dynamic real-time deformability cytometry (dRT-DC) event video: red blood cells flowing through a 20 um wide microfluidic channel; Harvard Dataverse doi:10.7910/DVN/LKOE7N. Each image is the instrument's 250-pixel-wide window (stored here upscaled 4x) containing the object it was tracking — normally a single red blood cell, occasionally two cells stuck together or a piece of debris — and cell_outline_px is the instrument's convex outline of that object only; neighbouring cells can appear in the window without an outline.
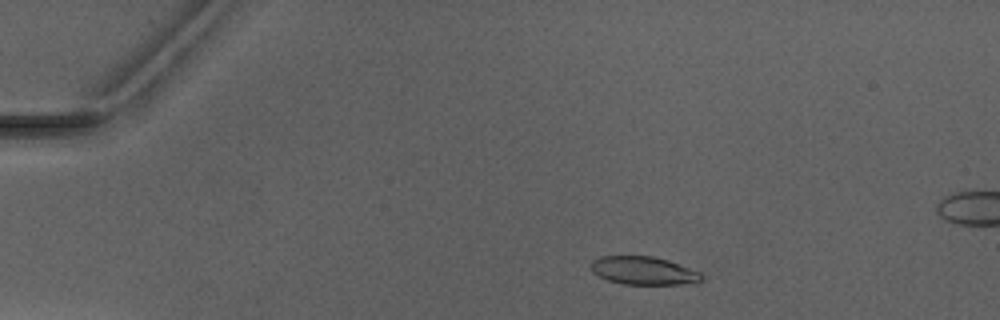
{"species": "Egyptian fruit bat (a non-hibernating species)", "species_latin": "Rousettus aegyptiacus", "temperature_condition": "warm", "stored_images_in_passage": 6, "camera_frame_rate_fps": 3000, "um_per_image_px": 0.085, "animal": {"sex": "male"}, "frame": {"image": 1, "passage_image": 2, "time_ms": 1.0, "image_size_px": [1000, 320], "cell_outline_px": [[704, 280], [696, 284], [624, 284], [608, 280], [592, 272], [592, 260], [600, 256], [652, 256], [668, 260], [700, 272], [704, 276]], "centroid_in_image_um": [54.76, 23.01], "position_along_channel_um": 30.2, "area_um2": 18.21}}
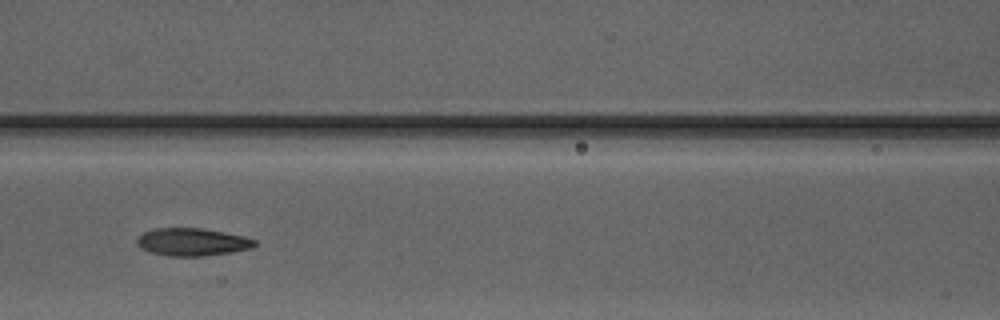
{"frame": {"image": 2, "passage_image": 6, "time_ms": 5.667, "image_size_px": [1000, 320], "cell_outline_px": [[256, 244], [252, 248], [232, 252], [204, 256], [168, 256], [152, 252], [140, 248], [136, 244], [136, 240], [144, 232], [152, 228], [200, 228], [224, 232], [244, 236], [256, 240]], "centroid_in_image_um": [16.34, 20.57], "position_along_channel_um": 150.3, "area_um2": 19.02}}